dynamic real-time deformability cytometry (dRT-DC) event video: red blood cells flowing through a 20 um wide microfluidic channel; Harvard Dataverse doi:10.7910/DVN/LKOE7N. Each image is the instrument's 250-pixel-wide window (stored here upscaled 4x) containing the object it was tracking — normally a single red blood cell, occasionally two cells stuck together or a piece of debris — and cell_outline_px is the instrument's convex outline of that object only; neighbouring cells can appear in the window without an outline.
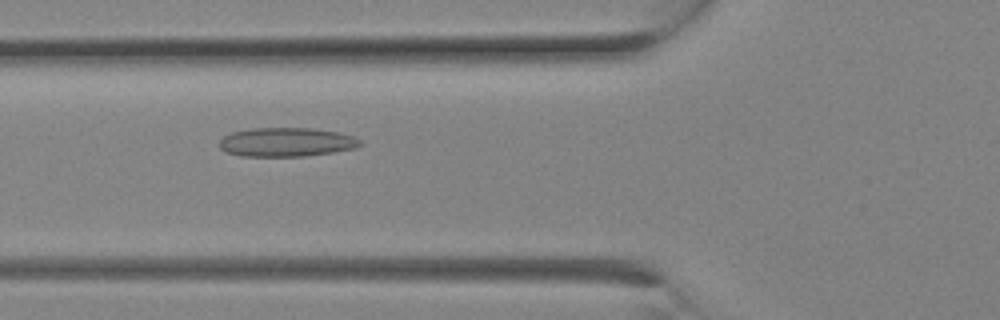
{"species": "Egyptian fruit bat (a non-hibernating species)", "species_latin": "Rousettus aegyptiacus", "temperature_condition": "room temperature", "stored_images_in_passage": 8, "camera_frame_rate_fps": 3000, "um_per_image_px": 0.085, "animal": {"sex": "female"}, "frame": {"image": 1, "passage_image": 5, "time_ms": 1.333, "image_size_px": [1000, 320], "cell_outline_px": [[364, 144], [356, 148], [332, 152], [304, 156], [240, 156], [224, 152], [220, 148], [220, 140], [224, 136], [232, 132], [252, 128], [312, 128], [336, 132], [352, 136], [360, 140]], "centroid_in_image_um": [24.33, 12.08], "position_along_channel_um": 101.5, "area_um2": 23.76}}
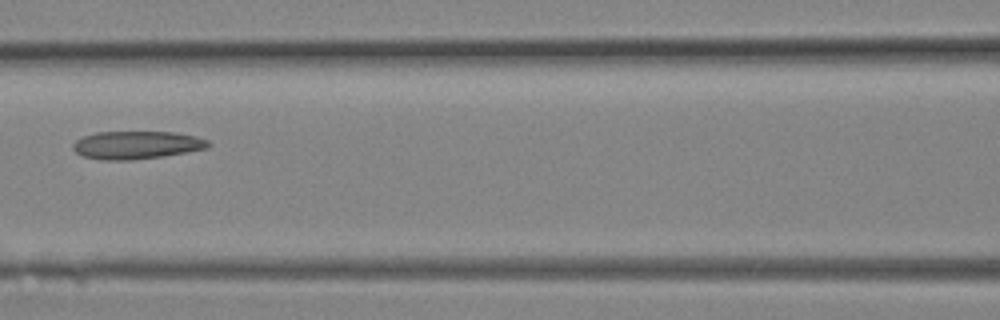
{"frame": {"image": 2, "passage_image": 7, "time_ms": 2.0, "image_size_px": [1000, 320], "cell_outline_px": [[212, 144], [208, 148], [164, 156], [132, 160], [100, 160], [80, 156], [72, 148], [72, 144], [76, 140], [84, 136], [96, 132], [176, 132], [196, 136], [208, 140]], "centroid_in_image_um": [11.61, 12.33], "position_along_channel_um": 155.0, "area_um2": 22.25}}